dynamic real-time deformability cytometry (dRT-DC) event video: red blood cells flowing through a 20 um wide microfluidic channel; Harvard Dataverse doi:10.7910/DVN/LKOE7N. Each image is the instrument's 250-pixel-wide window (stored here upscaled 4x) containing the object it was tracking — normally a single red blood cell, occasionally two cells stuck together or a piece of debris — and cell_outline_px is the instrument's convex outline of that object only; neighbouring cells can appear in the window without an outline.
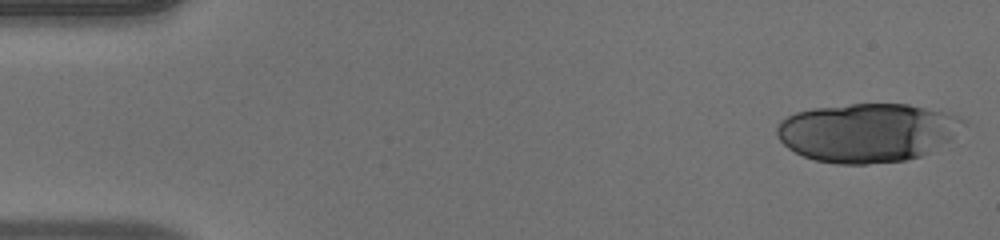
{"species": "human", "species_latin": "Homo sapiens", "temperature_condition": "warm", "stored_images_in_passage": 36, "camera_frame_rate_fps": 3000, "um_per_image_px": 0.085, "donor": {"sex": "male"}, "frame": {"image": 1, "passage_image": 1, "time_ms": 0.0, "image_size_px": [1000, 240], "cell_outline_px": [[968, 120], [948, 140], [928, 152], [920, 156], [904, 160], [868, 164], [836, 164], [816, 160], [804, 156], [788, 148], [776, 136], [776, 128], [780, 120], [796, 112], [812, 108], [852, 104], [908, 104], [956, 112]], "centroid_in_image_um": [73.74, 11.24], "position_along_channel_um": 11.3, "area_um2": 64.16}}
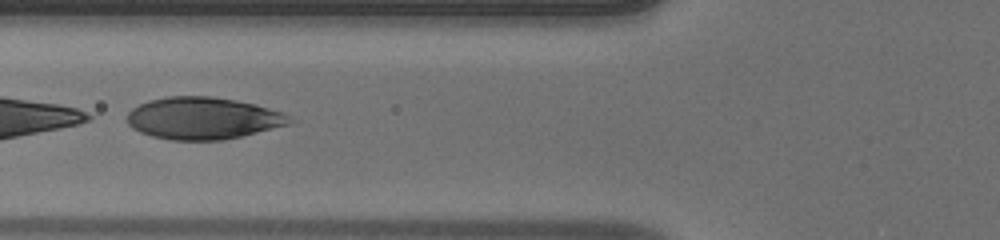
{"frame": {"image": 2, "passage_image": 19, "time_ms": 6.0, "image_size_px": [1000, 240], "cell_outline_px": [[296, 120], [288, 124], [224, 140], [168, 140], [152, 136], [140, 132], [132, 128], [128, 124], [124, 116], [132, 108], [148, 100], [168, 96], [212, 96], [236, 100], [256, 104], [284, 112]], "centroid_in_image_um": [17.23, 10.04], "position_along_channel_um": 108.6, "area_um2": 40.11}}
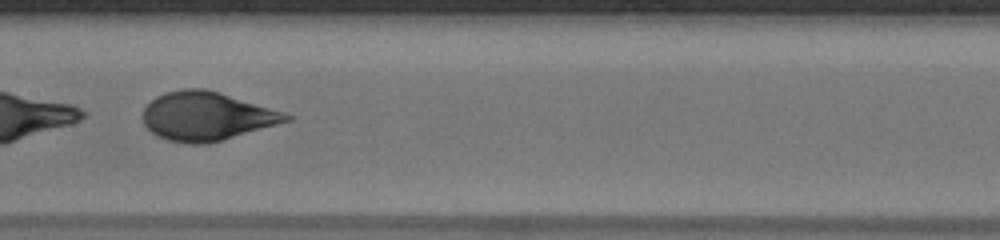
{"frame": {"image": 3, "passage_image": 25, "time_ms": 8.0, "image_size_px": [1000, 240], "cell_outline_px": [[292, 120], [208, 144], [184, 144], [168, 140], [156, 136], [144, 124], [144, 108], [156, 96], [164, 92], [184, 88], [204, 88], [220, 92], [284, 112], [292, 116]], "centroid_in_image_um": [17.55, 9.88], "position_along_channel_um": 189.9, "area_um2": 40.58}}